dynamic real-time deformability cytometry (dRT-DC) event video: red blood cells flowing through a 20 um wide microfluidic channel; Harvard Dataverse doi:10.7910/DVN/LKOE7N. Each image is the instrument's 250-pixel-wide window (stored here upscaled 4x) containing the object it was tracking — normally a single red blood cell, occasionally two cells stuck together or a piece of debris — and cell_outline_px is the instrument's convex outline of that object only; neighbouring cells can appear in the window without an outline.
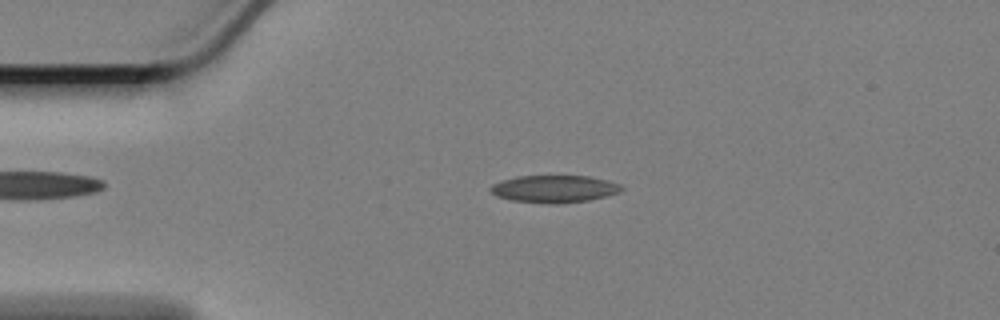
{"species": "Egyptian fruit bat (a non-hibernating species)", "species_latin": "Rousettus aegyptiacus", "temperature_condition": "cold", "stored_images_in_passage": 58, "camera_frame_rate_fps": 3000, "um_per_image_px": 0.085, "animal": {"sex": "female"}, "frame": {"image": 1, "passage_image": 12, "time_ms": 3.667, "image_size_px": [1000, 320], "cell_outline_px": [[624, 188], [620, 192], [588, 200], [556, 204], [548, 204], [512, 200], [496, 196], [488, 188], [492, 184], [516, 176], [588, 176], [608, 180], [620, 184]], "centroid_in_image_um": [47.11, 16.05], "position_along_channel_um": 37.9, "area_um2": 20.81}}
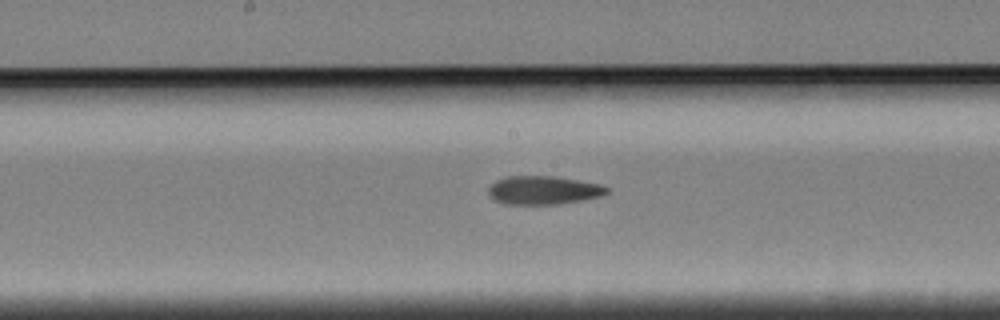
{"frame": {"image": 2, "passage_image": 29, "time_ms": 9.333, "image_size_px": [1000, 320], "cell_outline_px": [[608, 192], [600, 196], [584, 200], [560, 204], [504, 204], [496, 200], [488, 192], [488, 188], [496, 180], [504, 176], [556, 176], [580, 180], [600, 184], [608, 188]], "centroid_in_image_um": [46.2, 16.16], "position_along_channel_um": 202.0, "area_um2": 19.71}}
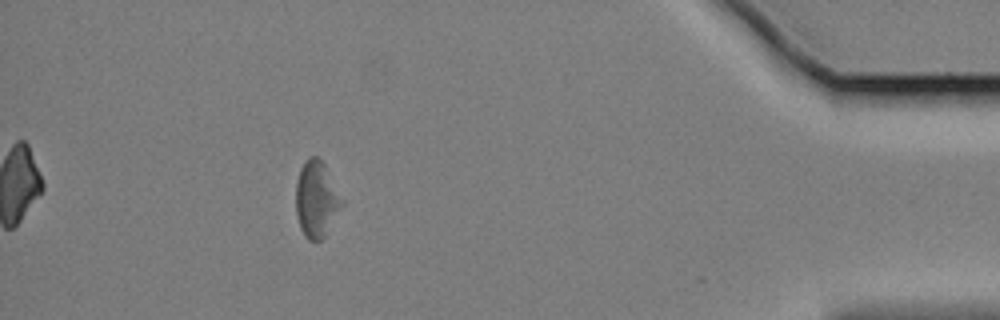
{"frame": {"image": 3, "passage_image": 52, "time_ms": 17.0, "image_size_px": [1000, 320], "cell_outline_px": [[344, 204], [324, 236], [320, 240], [308, 240], [304, 236], [300, 228], [296, 212], [296, 180], [300, 168], [304, 160], [308, 156], [316, 156], [324, 164], [344, 200]], "centroid_in_image_um": [26.89, 16.91], "position_along_channel_um": 408.3, "area_um2": 20.52}, "authors_computed_cell_mechanics": {"area_um2": 20.2878, "velocity_mm_per_s": 3.3733, "shape_relaxation_time_tau1_ms": null, "shape_relaxation_time_tau2_ms": 10.4022, "deformation_change_tau1": null, "deformation_change_tau2": 0.1969}}